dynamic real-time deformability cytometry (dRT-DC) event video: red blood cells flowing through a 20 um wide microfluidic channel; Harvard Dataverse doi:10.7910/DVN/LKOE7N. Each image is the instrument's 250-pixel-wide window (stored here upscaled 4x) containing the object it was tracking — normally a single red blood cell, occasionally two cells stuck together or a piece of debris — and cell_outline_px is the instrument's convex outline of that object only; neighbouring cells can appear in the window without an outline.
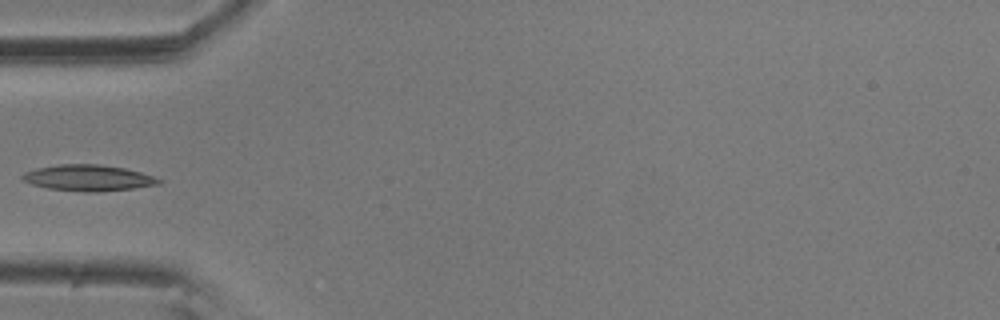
{"species": "common noctule bat (a hibernating species)", "species_latin": "Nyctalus noctula", "temperature_condition": "room temperature", "stored_images_in_passage": 5, "camera_frame_rate_fps": 3000, "um_per_image_px": 0.085, "animal": {"sex": "male", "body_mass_g": 20.5, "forearm_length_mm": 52.5}, "frame": {"image": 1, "passage_image": 5, "time_ms": 1.333, "image_size_px": [1000, 320], "cell_outline_px": [[164, 180], [160, 184], [132, 188], [96, 192], [84, 192], [48, 188], [32, 184], [20, 180], [20, 176], [24, 172], [36, 168], [56, 164], [100, 164], [124, 168], [140, 172]], "centroid_in_image_um": [7.46, 15.11], "position_along_channel_um": 77.5, "area_um2": 20.81}}